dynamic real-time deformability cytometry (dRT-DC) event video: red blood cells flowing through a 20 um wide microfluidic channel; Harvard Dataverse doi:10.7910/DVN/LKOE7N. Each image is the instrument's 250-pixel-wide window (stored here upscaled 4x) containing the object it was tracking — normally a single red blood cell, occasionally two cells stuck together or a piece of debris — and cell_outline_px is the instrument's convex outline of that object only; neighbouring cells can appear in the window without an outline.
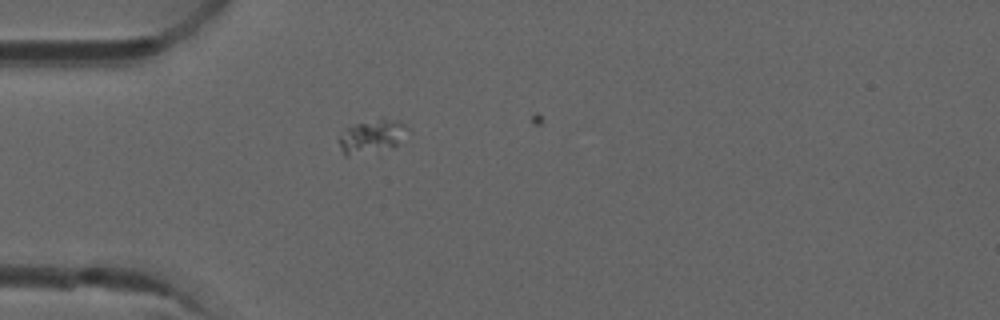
{"species": "common noctule bat (a hibernating species)", "species_latin": "Nyctalus noctula", "temperature_condition": "room temperature", "stored_images_in_passage": 5, "camera_frame_rate_fps": 3000, "um_per_image_px": 0.085, "animal": {"sex": "male", "forearm_length_mm": 52.5}, "frame": {"image": 1, "passage_image": 1, "time_ms": 0.0, "image_size_px": [1000, 320], "cell_outline_px": [[408, 128], [396, 144], [392, 148], [380, 156], [344, 156], [340, 144], [340, 136], [348, 128], [356, 124], [380, 116], [384, 116], [400, 120]], "centroid_in_image_um": [31.63, 11.64], "position_along_channel_um": 53.4, "area_um2": 14.22}}
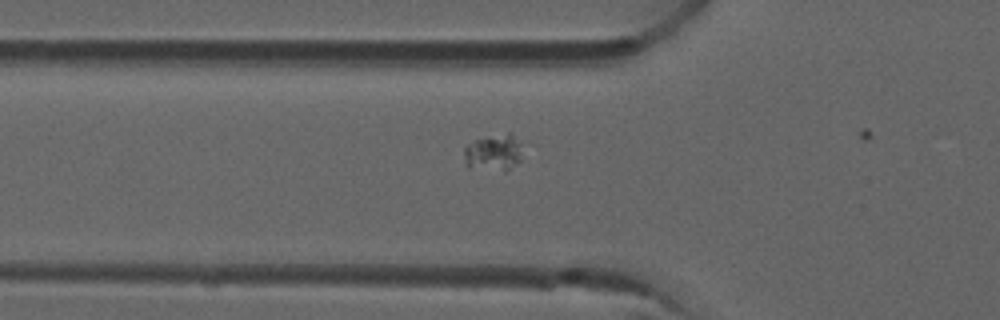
{"frame": {"image": 2, "passage_image": 4, "time_ms": 1.0, "image_size_px": [1000, 320], "cell_outline_px": [[520, 160], [504, 172], [468, 168], [464, 156], [464, 148], [468, 144], [476, 140], [488, 136], [508, 132], [512, 132], [520, 144]], "centroid_in_image_um": [41.93, 12.98], "position_along_channel_um": 83.9, "area_um2": 12.54}}